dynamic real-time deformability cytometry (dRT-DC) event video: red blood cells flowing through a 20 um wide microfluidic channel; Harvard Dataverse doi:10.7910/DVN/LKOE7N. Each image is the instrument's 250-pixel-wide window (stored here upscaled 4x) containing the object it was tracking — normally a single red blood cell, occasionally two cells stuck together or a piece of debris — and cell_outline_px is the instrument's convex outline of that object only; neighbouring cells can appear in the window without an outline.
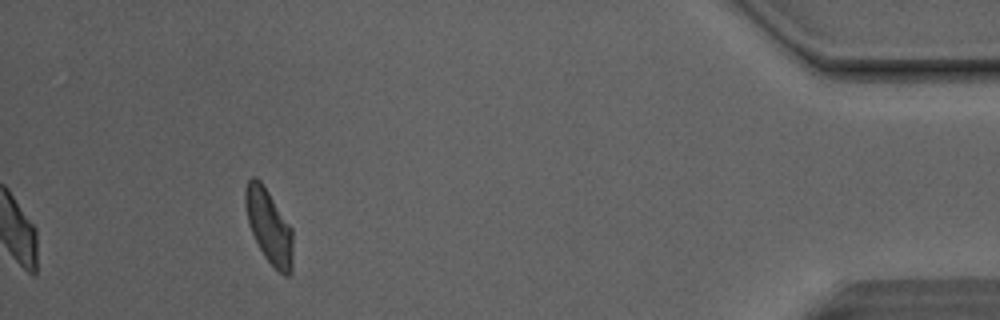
{"species": "Egyptian fruit bat (a non-hibernating species)", "species_latin": "Rousettus aegyptiacus", "temperature_condition": "room temperature", "stored_images_in_passage": 42, "camera_frame_rate_fps": 3000, "um_per_image_px": 0.085, "animal": {"sex": "male"}, "frame": {"image": 1, "passage_image": 42, "time_ms": 13.667, "image_size_px": [1000, 320], "cell_outline_px": [[292, 272], [288, 276], [284, 276], [264, 256], [252, 232], [248, 220], [244, 204], [244, 188], [248, 180], [252, 176], [256, 176], [260, 180], [292, 228]], "centroid_in_image_um": [22.85, 19.21], "position_along_channel_um": 412.3, "area_um2": 20.29}, "authors_computed_cell_mechanics": {"area_um2": 21.386, "velocity_mm_per_s": 4.1334, "shape_relaxation_time_tau1_ms": 7.4082, "shape_relaxation_time_tau2_ms": 2.8779, "deformation_change_tau1": 0.1956, "deformation_change_tau2": 0.1001}}